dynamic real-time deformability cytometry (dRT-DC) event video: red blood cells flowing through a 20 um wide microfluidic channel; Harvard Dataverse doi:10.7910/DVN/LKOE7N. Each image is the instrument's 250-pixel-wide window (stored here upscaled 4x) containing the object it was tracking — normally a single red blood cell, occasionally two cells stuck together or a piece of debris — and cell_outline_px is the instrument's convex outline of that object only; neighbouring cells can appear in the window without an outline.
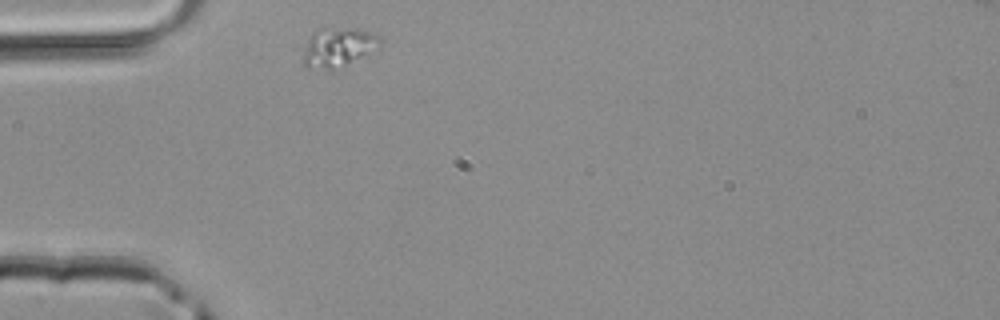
{"species": "common noctule bat (a hibernating species)", "species_latin": "Nyctalus noctula", "temperature_condition": "room temperature", "stored_images_in_passage": 1, "camera_frame_rate_fps": 3000, "um_per_image_px": 0.085, "animal": {"sex": "male", "body_mass_g": 20.4}, "frame": {"image": 1, "passage_image": 1, "time_ms": 0.0, "image_size_px": [1000, 320], "cell_outline_px": [[380, 44], [328, 72], [308, 68], [300, 60], [308, 40], [312, 32], [372, 32], [380, 36]], "centroid_in_image_um": [28.59, 4.13], "position_along_channel_um": 56.4, "area_um2": 15.84}}